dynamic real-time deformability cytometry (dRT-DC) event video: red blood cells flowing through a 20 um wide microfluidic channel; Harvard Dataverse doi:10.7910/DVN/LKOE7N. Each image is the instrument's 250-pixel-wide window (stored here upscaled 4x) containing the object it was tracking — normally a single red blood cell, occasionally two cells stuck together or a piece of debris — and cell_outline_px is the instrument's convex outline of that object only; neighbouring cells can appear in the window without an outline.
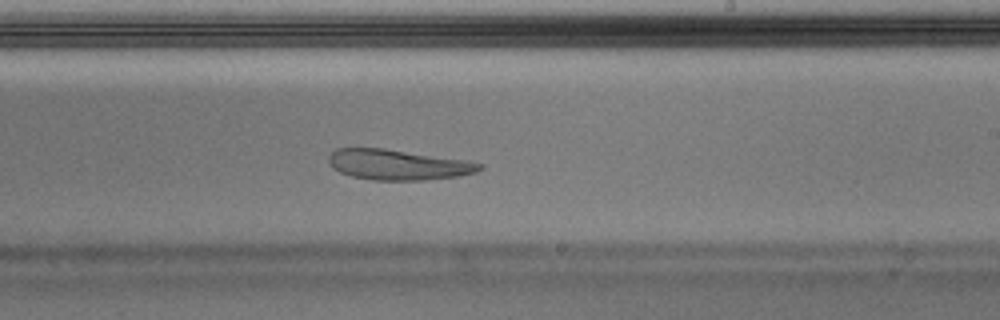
{"species": "Egyptian fruit bat (a non-hibernating species)", "species_latin": "Rousettus aegyptiacus", "temperature_condition": "warm", "stored_images_in_passage": 50, "camera_frame_rate_fps": 3000, "um_per_image_px": 0.085, "animal": {"sex": "male"}, "frame": {"image": 1, "passage_image": 29, "time_ms": 9.333, "image_size_px": [1000, 320], "cell_outline_px": [[484, 168], [476, 172], [456, 176], [424, 180], [372, 180], [352, 176], [340, 172], [332, 168], [328, 160], [328, 156], [336, 148], [384, 148], [468, 160], [484, 164]], "centroid_in_image_um": [33.83, 13.99], "position_along_channel_um": 255.2, "area_um2": 26.82}}